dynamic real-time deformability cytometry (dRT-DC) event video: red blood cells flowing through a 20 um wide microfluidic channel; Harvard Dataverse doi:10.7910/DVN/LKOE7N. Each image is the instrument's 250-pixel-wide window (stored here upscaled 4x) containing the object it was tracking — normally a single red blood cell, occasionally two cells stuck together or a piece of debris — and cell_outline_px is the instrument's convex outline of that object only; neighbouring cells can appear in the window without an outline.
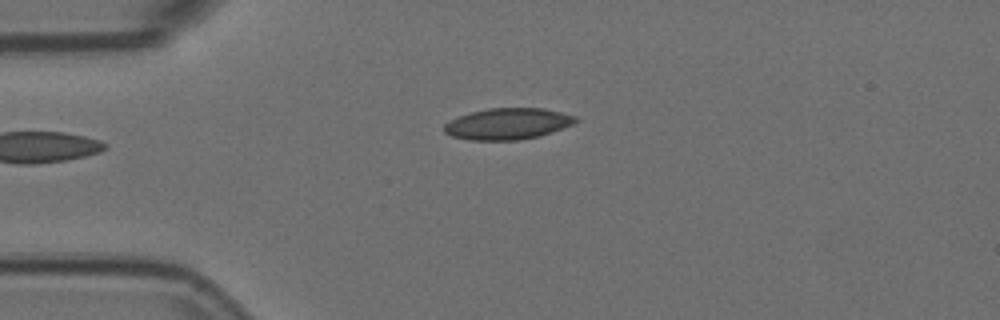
{"species": "Egyptian fruit bat (a non-hibernating species)", "species_latin": "Rousettus aegyptiacus", "temperature_condition": "room temperature", "stored_images_in_passage": 3, "camera_frame_rate_fps": 3000, "um_per_image_px": 0.085, "animal": {"sex": "female"}, "frame": {"image": 1, "passage_image": 3, "time_ms": 0.667, "image_size_px": [1000, 320], "cell_outline_px": [[580, 120], [572, 124], [540, 136], [516, 140], [468, 140], [452, 136], [444, 132], [444, 124], [460, 116], [472, 112], [488, 108], [544, 108], [576, 116]], "centroid_in_image_um": [43.16, 10.52], "position_along_channel_um": 41.8, "area_um2": 23.81}}